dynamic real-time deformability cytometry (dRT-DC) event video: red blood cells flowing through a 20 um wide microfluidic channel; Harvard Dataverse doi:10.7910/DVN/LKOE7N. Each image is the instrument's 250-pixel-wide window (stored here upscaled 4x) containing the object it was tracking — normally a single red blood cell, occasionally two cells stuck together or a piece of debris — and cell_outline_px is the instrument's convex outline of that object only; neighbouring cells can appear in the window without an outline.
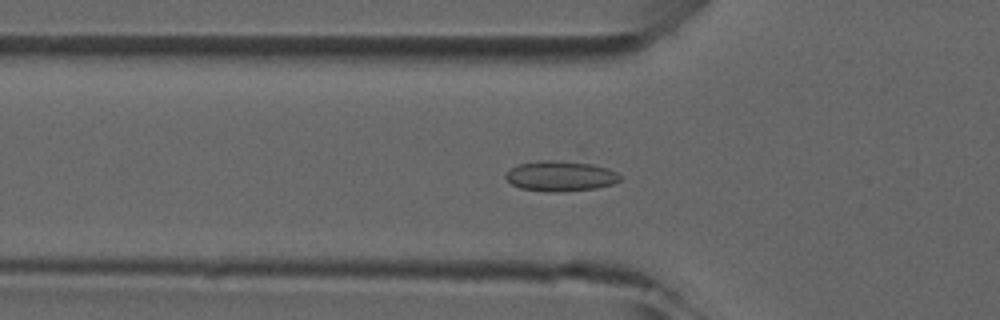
{"species": "common noctule bat (a hibernating species)", "species_latin": "Nyctalus noctula", "temperature_condition": "room temperature", "stored_images_in_passage": 40, "camera_frame_rate_fps": 3000, "um_per_image_px": 0.085, "animal": {"sex": "male", "forearm_length_mm": 52.5}, "frame": {"image": 1, "passage_image": 7, "time_ms": 2.0, "image_size_px": [1000, 320], "cell_outline_px": [[620, 180], [612, 184], [596, 188], [560, 192], [548, 192], [520, 188], [512, 184], [504, 176], [512, 168], [520, 164], [580, 144], [616, 172], [620, 176]], "centroid_in_image_um": [47.89, 14.63], "position_along_channel_um": 77.9, "area_um2": 25.26}}
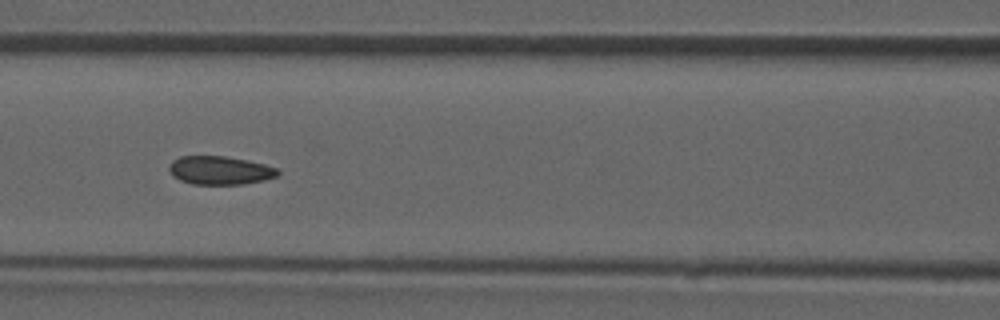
{"frame": {"image": 2, "passage_image": 12, "time_ms": 3.667, "image_size_px": [1000, 320], "cell_outline_px": [[280, 172], [276, 176], [264, 180], [244, 184], [192, 184], [180, 180], [172, 176], [168, 168], [172, 160], [180, 156], [224, 156], [248, 160], [264, 164], [276, 168]], "centroid_in_image_um": [18.67, 14.48], "position_along_channel_um": 147.9, "area_um2": 18.03}}